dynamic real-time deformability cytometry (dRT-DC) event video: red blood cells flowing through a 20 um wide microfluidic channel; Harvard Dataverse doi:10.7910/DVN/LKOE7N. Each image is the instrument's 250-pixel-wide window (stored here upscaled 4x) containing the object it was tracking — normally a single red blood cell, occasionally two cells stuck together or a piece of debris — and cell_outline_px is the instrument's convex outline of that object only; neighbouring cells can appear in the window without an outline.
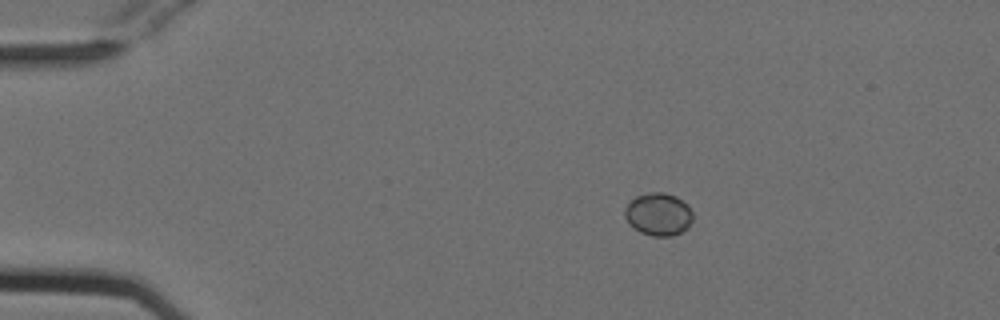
{"species": "Egyptian fruit bat (a non-hibernating species)", "species_latin": "Rousettus aegyptiacus", "temperature_condition": "cold", "stored_images_in_passage": 48, "camera_frame_rate_fps": 3000, "um_per_image_px": 0.085, "animal": {"sex": "female"}, "frame": {"image": 1, "passage_image": 4, "time_ms": 1.0, "image_size_px": [1000, 320], "cell_outline_px": [[692, 220], [688, 228], [672, 236], [652, 236], [640, 232], [624, 216], [624, 208], [636, 196], [648, 192], [664, 192], [676, 196], [688, 204], [692, 212]], "centroid_in_image_um": [55.99, 18.2], "position_along_channel_um": 29.0, "area_um2": 16.88}}
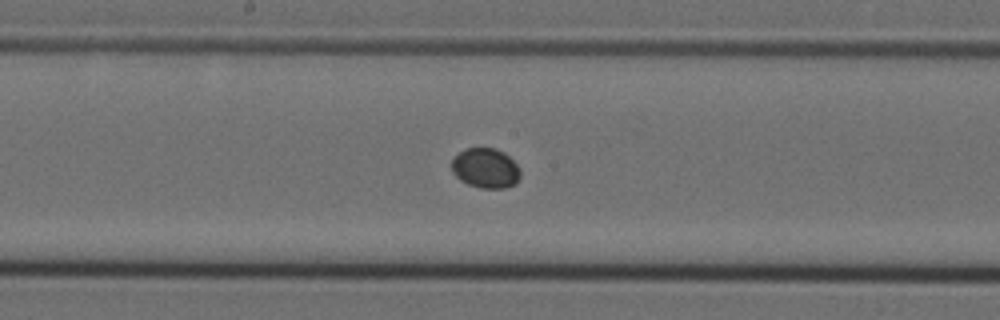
{"frame": {"image": 2, "passage_image": 23, "time_ms": 7.333, "image_size_px": [1000, 320], "cell_outline_px": [[520, 176], [516, 184], [504, 188], [480, 188], [468, 184], [460, 180], [452, 172], [452, 160], [464, 148], [496, 148], [504, 152], [520, 168]], "centroid_in_image_um": [41.28, 14.3], "position_along_channel_um": 206.9, "area_um2": 16.01}}
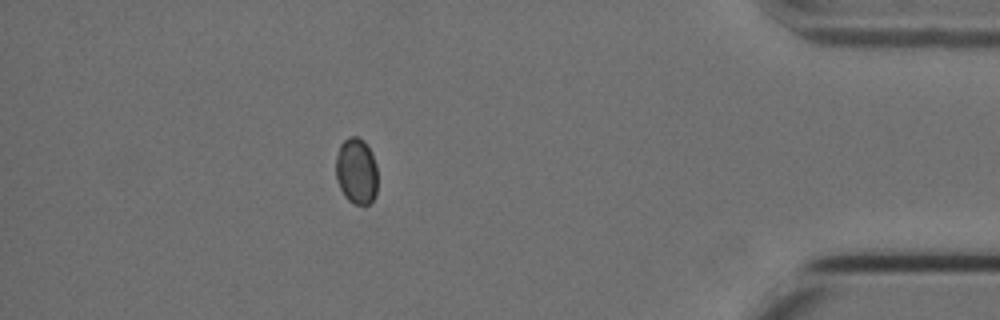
{"frame": {"image": 3, "passage_image": 42, "time_ms": 13.667, "image_size_px": [1000, 320], "cell_outline_px": [[376, 196], [368, 204], [356, 204], [348, 200], [344, 196], [340, 188], [336, 176], [336, 156], [340, 144], [348, 136], [356, 136], [364, 140], [372, 152], [376, 164]], "centroid_in_image_um": [30.29, 14.51], "position_along_channel_um": 404.9, "area_um2": 16.18}}